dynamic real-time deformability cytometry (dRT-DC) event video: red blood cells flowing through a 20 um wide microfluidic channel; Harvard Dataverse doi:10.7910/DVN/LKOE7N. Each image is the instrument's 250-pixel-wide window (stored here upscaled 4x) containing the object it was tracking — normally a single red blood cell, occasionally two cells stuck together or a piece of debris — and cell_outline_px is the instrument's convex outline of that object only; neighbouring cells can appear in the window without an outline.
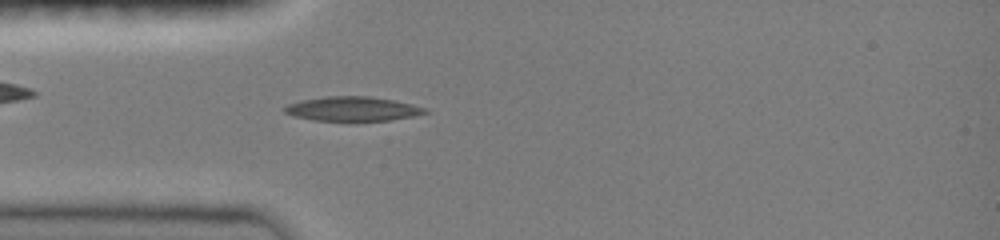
{"species": "common noctule bat (a hibernating species)", "species_latin": "Nyctalus noctula", "temperature_condition": "room temperature", "stored_images_in_passage": 46, "camera_frame_rate_fps": 3000, "um_per_image_px": 0.085, "animal": {"sex": "female", "body_mass_g": 19.0, "forearm_length_mm": 51.5}, "frame": {"image": 1, "passage_image": 12, "time_ms": 3.667, "image_size_px": [1000, 240], "cell_outline_px": [[428, 112], [412, 116], [392, 120], [312, 120], [292, 116], [284, 112], [280, 108], [288, 104], [300, 100], [324, 96], [368, 96], [392, 100], [412, 104], [428, 108]], "centroid_in_image_um": [29.91, 9.24], "position_along_channel_um": 55.1, "area_um2": 19.94}}
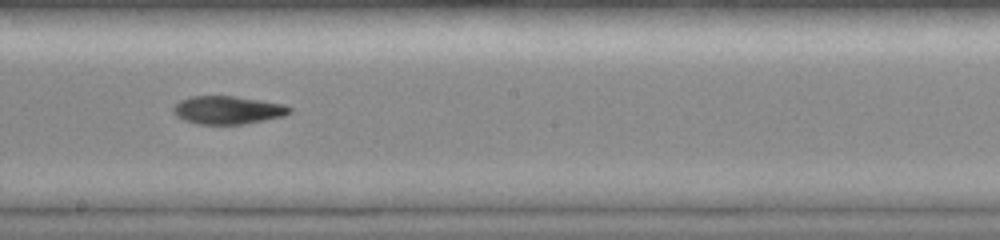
{"frame": {"image": 2, "passage_image": 25, "time_ms": 8.0, "image_size_px": [1000, 240], "cell_outline_px": [[292, 112], [284, 116], [244, 124], [196, 124], [184, 120], [176, 116], [172, 112], [172, 108], [180, 100], [192, 96], [236, 96], [284, 104], [292, 108]], "centroid_in_image_um": [19.35, 9.35], "position_along_channel_um": 228.8, "area_um2": 19.13}}
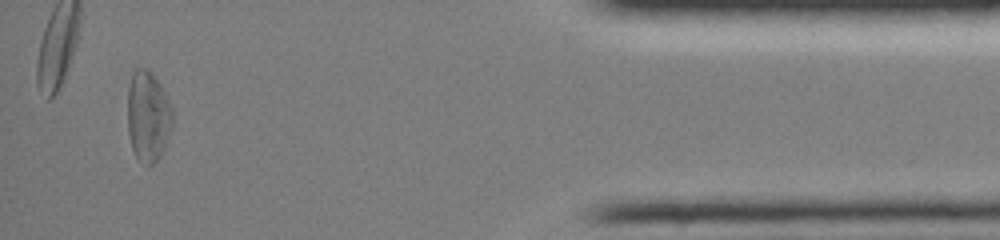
{"frame": {"image": 3, "passage_image": 43, "time_ms": 14.0, "image_size_px": [1000, 240], "cell_outline_px": [[172, 124], [164, 148], [160, 156], [148, 168], [136, 156], [132, 148], [128, 132], [128, 88], [132, 72], [136, 68], [148, 68], [152, 72], [160, 84], [172, 108]], "centroid_in_image_um": [12.57, 9.87], "position_along_channel_um": 422.6, "area_um2": 23.7}, "authors_computed_cell_mechanics": {"area_um2": 19.9988, "velocity_mm_per_s": 4.0739, "shape_relaxation_time_tau1_ms": null, "shape_relaxation_time_tau2_ms": 9.0781, "deformation_change_tau1": null, "deformation_change_tau2": 0.1877}}